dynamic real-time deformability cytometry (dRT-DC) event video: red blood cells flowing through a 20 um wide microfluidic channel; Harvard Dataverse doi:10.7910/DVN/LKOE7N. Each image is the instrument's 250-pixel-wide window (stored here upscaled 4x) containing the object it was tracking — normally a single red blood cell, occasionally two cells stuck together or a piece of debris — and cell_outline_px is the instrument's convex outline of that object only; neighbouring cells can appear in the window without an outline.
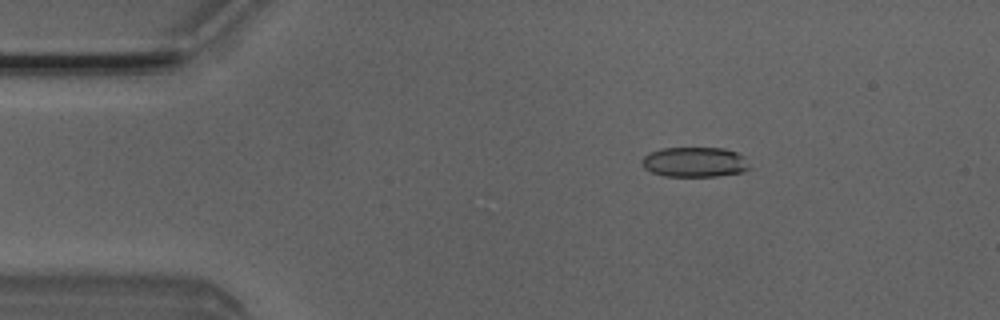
{"species": "Egyptian fruit bat (a non-hibernating species)", "species_latin": "Rousettus aegyptiacus", "temperature_condition": "room temperature", "stored_images_in_passage": 7, "camera_frame_rate_fps": 3000, "um_per_image_px": 0.085, "animal": {"sex": "male"}, "frame": {"image": 1, "passage_image": 2, "time_ms": 0.333, "image_size_px": [1000, 320], "cell_outline_px": [[748, 168], [740, 172], [716, 176], [664, 176], [652, 172], [644, 168], [640, 160], [648, 152], [660, 148], [724, 148], [736, 152], [744, 156]], "centroid_in_image_um": [58.98, 13.76], "position_along_channel_um": 26.0, "area_um2": 18.73}}
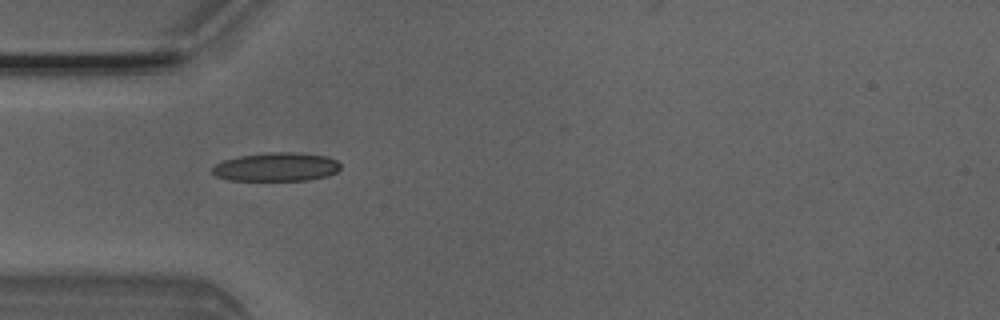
{"frame": {"image": 2, "passage_image": 4, "time_ms": 1.0, "image_size_px": [1000, 320], "cell_outline_px": [[340, 168], [336, 172], [328, 176], [308, 180], [228, 180], [216, 176], [212, 172], [212, 168], [216, 164], [224, 160], [240, 156], [264, 152], [296, 152], [328, 156], [336, 160], [340, 164]], "centroid_in_image_um": [23.51, 14.18], "position_along_channel_um": 61.5, "area_um2": 21.5}}